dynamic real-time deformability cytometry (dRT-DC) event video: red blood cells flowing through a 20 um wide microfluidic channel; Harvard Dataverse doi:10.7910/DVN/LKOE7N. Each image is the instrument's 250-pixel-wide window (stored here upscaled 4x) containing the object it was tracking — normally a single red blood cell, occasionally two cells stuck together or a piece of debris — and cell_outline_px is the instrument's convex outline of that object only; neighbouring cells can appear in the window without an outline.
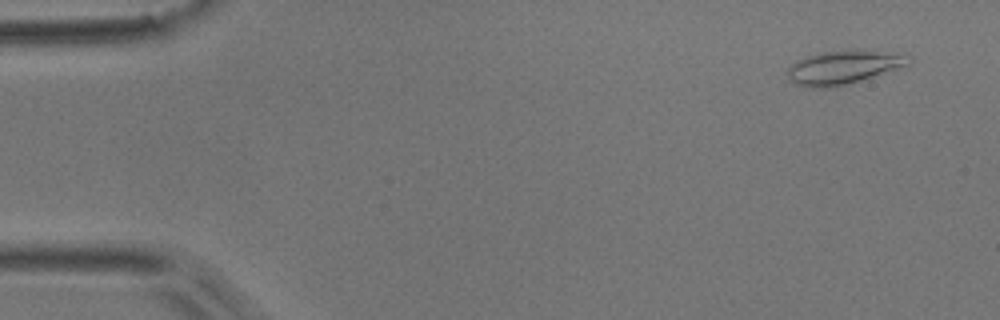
{"species": "common noctule bat (a hibernating species)", "species_latin": "Nyctalus noctula", "temperature_condition": "room temperature", "stored_images_in_passage": 6, "camera_frame_rate_fps": 3000, "um_per_image_px": 0.085, "animal": {"sex": "male", "body_mass_g": 17.9}, "frame": {"image": 1, "passage_image": 1, "time_ms": 0.0, "image_size_px": [1000, 320], "cell_outline_px": [[908, 64], [860, 80], [828, 88], [804, 88], [796, 84], [788, 76], [788, 68], [796, 60], [820, 52], [872, 52], [900, 56]], "centroid_in_image_um": [71.44, 5.79], "position_along_channel_um": 13.6, "area_um2": 21.91}}
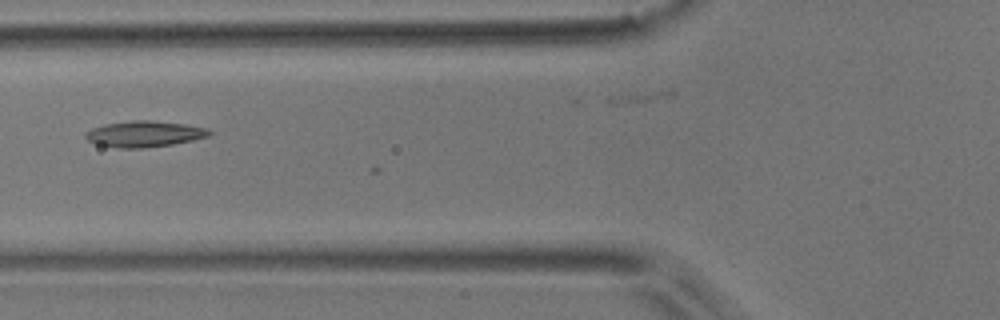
{"frame": {"image": 2, "passage_image": 5, "time_ms": 1.333, "image_size_px": [1000, 320], "cell_outline_px": [[212, 132], [208, 136], [192, 140], [172, 144], [144, 148], [116, 148], [96, 144], [88, 140], [84, 136], [84, 132], [92, 128], [104, 124], [132, 120], [148, 120], [184, 124], [208, 128]], "centroid_in_image_um": [12.23, 11.38], "position_along_channel_um": 113.6, "area_um2": 18.79}}